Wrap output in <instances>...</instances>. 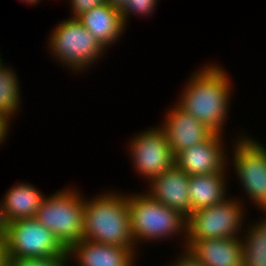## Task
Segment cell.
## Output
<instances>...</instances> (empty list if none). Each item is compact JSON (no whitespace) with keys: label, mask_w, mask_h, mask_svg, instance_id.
<instances>
[{"label":"cell","mask_w":266,"mask_h":266,"mask_svg":"<svg viewBox=\"0 0 266 266\" xmlns=\"http://www.w3.org/2000/svg\"><path fill=\"white\" fill-rule=\"evenodd\" d=\"M217 65L205 67L190 78L178 107L203 123L214 134H222L229 104V77Z\"/></svg>","instance_id":"6da1fadb"},{"label":"cell","mask_w":266,"mask_h":266,"mask_svg":"<svg viewBox=\"0 0 266 266\" xmlns=\"http://www.w3.org/2000/svg\"><path fill=\"white\" fill-rule=\"evenodd\" d=\"M95 198L84 200L82 239L131 248L135 252L130 229L128 196L105 193Z\"/></svg>","instance_id":"7a4b0ae2"},{"label":"cell","mask_w":266,"mask_h":266,"mask_svg":"<svg viewBox=\"0 0 266 266\" xmlns=\"http://www.w3.org/2000/svg\"><path fill=\"white\" fill-rule=\"evenodd\" d=\"M128 209L135 244L141 239L157 240L187 230L185 215L157 202L148 192L144 195L129 196Z\"/></svg>","instance_id":"3957f363"},{"label":"cell","mask_w":266,"mask_h":266,"mask_svg":"<svg viewBox=\"0 0 266 266\" xmlns=\"http://www.w3.org/2000/svg\"><path fill=\"white\" fill-rule=\"evenodd\" d=\"M34 218L68 250L83 237L84 199L71 190L54 193L45 197Z\"/></svg>","instance_id":"277c9868"},{"label":"cell","mask_w":266,"mask_h":266,"mask_svg":"<svg viewBox=\"0 0 266 266\" xmlns=\"http://www.w3.org/2000/svg\"><path fill=\"white\" fill-rule=\"evenodd\" d=\"M7 258H43L62 255L67 250L53 233L35 218H22L7 224Z\"/></svg>","instance_id":"5b68a950"},{"label":"cell","mask_w":266,"mask_h":266,"mask_svg":"<svg viewBox=\"0 0 266 266\" xmlns=\"http://www.w3.org/2000/svg\"><path fill=\"white\" fill-rule=\"evenodd\" d=\"M55 30V31H54ZM53 30L50 47L57 59L73 70L90 66L105 49L77 18H69Z\"/></svg>","instance_id":"8992f818"},{"label":"cell","mask_w":266,"mask_h":266,"mask_svg":"<svg viewBox=\"0 0 266 266\" xmlns=\"http://www.w3.org/2000/svg\"><path fill=\"white\" fill-rule=\"evenodd\" d=\"M242 204L234 200L225 201L192 211L187 217V241L236 238L241 229L243 217Z\"/></svg>","instance_id":"52a82bcc"},{"label":"cell","mask_w":266,"mask_h":266,"mask_svg":"<svg viewBox=\"0 0 266 266\" xmlns=\"http://www.w3.org/2000/svg\"><path fill=\"white\" fill-rule=\"evenodd\" d=\"M236 143L233 161L246 193L266 211V149L248 137Z\"/></svg>","instance_id":"ba28073f"},{"label":"cell","mask_w":266,"mask_h":266,"mask_svg":"<svg viewBox=\"0 0 266 266\" xmlns=\"http://www.w3.org/2000/svg\"><path fill=\"white\" fill-rule=\"evenodd\" d=\"M150 129L141 132L130 144L136 169L149 181L175 164L164 130L159 127Z\"/></svg>","instance_id":"9c48e42d"},{"label":"cell","mask_w":266,"mask_h":266,"mask_svg":"<svg viewBox=\"0 0 266 266\" xmlns=\"http://www.w3.org/2000/svg\"><path fill=\"white\" fill-rule=\"evenodd\" d=\"M221 138L220 134H213L207 141L184 149L175 156V164L189 176L226 170Z\"/></svg>","instance_id":"30bf717a"},{"label":"cell","mask_w":266,"mask_h":266,"mask_svg":"<svg viewBox=\"0 0 266 266\" xmlns=\"http://www.w3.org/2000/svg\"><path fill=\"white\" fill-rule=\"evenodd\" d=\"M189 181L190 176L174 164L150 180L151 191L148 194L157 202L180 211L188 217L191 214Z\"/></svg>","instance_id":"8fae6325"},{"label":"cell","mask_w":266,"mask_h":266,"mask_svg":"<svg viewBox=\"0 0 266 266\" xmlns=\"http://www.w3.org/2000/svg\"><path fill=\"white\" fill-rule=\"evenodd\" d=\"M164 130L174 156L186 148L207 141L214 133L191 114L175 106L165 117Z\"/></svg>","instance_id":"7c38bea8"},{"label":"cell","mask_w":266,"mask_h":266,"mask_svg":"<svg viewBox=\"0 0 266 266\" xmlns=\"http://www.w3.org/2000/svg\"><path fill=\"white\" fill-rule=\"evenodd\" d=\"M214 238L186 241V250L204 266H243V240Z\"/></svg>","instance_id":"4fadbf2b"},{"label":"cell","mask_w":266,"mask_h":266,"mask_svg":"<svg viewBox=\"0 0 266 266\" xmlns=\"http://www.w3.org/2000/svg\"><path fill=\"white\" fill-rule=\"evenodd\" d=\"M68 255L76 256L79 266H133L134 250L126 247L81 240L73 244Z\"/></svg>","instance_id":"5bb4252c"},{"label":"cell","mask_w":266,"mask_h":266,"mask_svg":"<svg viewBox=\"0 0 266 266\" xmlns=\"http://www.w3.org/2000/svg\"><path fill=\"white\" fill-rule=\"evenodd\" d=\"M77 19L104 48L114 43L125 29L120 10L108 3L90 9Z\"/></svg>","instance_id":"9a60e30c"},{"label":"cell","mask_w":266,"mask_h":266,"mask_svg":"<svg viewBox=\"0 0 266 266\" xmlns=\"http://www.w3.org/2000/svg\"><path fill=\"white\" fill-rule=\"evenodd\" d=\"M45 197L30 184L12 187L2 201L3 213L7 223L22 218H34Z\"/></svg>","instance_id":"2e32d148"},{"label":"cell","mask_w":266,"mask_h":266,"mask_svg":"<svg viewBox=\"0 0 266 266\" xmlns=\"http://www.w3.org/2000/svg\"><path fill=\"white\" fill-rule=\"evenodd\" d=\"M224 170L216 174L190 176L188 193L191 212L225 201Z\"/></svg>","instance_id":"e0dca14e"},{"label":"cell","mask_w":266,"mask_h":266,"mask_svg":"<svg viewBox=\"0 0 266 266\" xmlns=\"http://www.w3.org/2000/svg\"><path fill=\"white\" fill-rule=\"evenodd\" d=\"M250 229L243 241V266H266V219Z\"/></svg>","instance_id":"ac0fdd59"},{"label":"cell","mask_w":266,"mask_h":266,"mask_svg":"<svg viewBox=\"0 0 266 266\" xmlns=\"http://www.w3.org/2000/svg\"><path fill=\"white\" fill-rule=\"evenodd\" d=\"M16 73L6 67L0 68V114L9 119L18 110L20 92Z\"/></svg>","instance_id":"d6986e66"},{"label":"cell","mask_w":266,"mask_h":266,"mask_svg":"<svg viewBox=\"0 0 266 266\" xmlns=\"http://www.w3.org/2000/svg\"><path fill=\"white\" fill-rule=\"evenodd\" d=\"M68 251L62 255H54L43 258H7L5 266H66Z\"/></svg>","instance_id":"ffe728a7"},{"label":"cell","mask_w":266,"mask_h":266,"mask_svg":"<svg viewBox=\"0 0 266 266\" xmlns=\"http://www.w3.org/2000/svg\"><path fill=\"white\" fill-rule=\"evenodd\" d=\"M157 0H130L127 2L125 7L120 11L122 16V21L126 25V21L128 18V14L130 12L141 14V15H149L152 13Z\"/></svg>","instance_id":"44dd1931"},{"label":"cell","mask_w":266,"mask_h":266,"mask_svg":"<svg viewBox=\"0 0 266 266\" xmlns=\"http://www.w3.org/2000/svg\"><path fill=\"white\" fill-rule=\"evenodd\" d=\"M106 3L107 0H71L73 14L75 15H73V18H78L90 9Z\"/></svg>","instance_id":"7402d4cb"},{"label":"cell","mask_w":266,"mask_h":266,"mask_svg":"<svg viewBox=\"0 0 266 266\" xmlns=\"http://www.w3.org/2000/svg\"><path fill=\"white\" fill-rule=\"evenodd\" d=\"M184 256H182L179 260H177L178 263L175 262L174 266H204L201 262L196 260L190 253L185 250Z\"/></svg>","instance_id":"603a6c76"},{"label":"cell","mask_w":266,"mask_h":266,"mask_svg":"<svg viewBox=\"0 0 266 266\" xmlns=\"http://www.w3.org/2000/svg\"><path fill=\"white\" fill-rule=\"evenodd\" d=\"M9 119L6 118L4 115L0 114V143L5 139V136L7 135V131H8V126L10 123Z\"/></svg>","instance_id":"cb8c5ba5"},{"label":"cell","mask_w":266,"mask_h":266,"mask_svg":"<svg viewBox=\"0 0 266 266\" xmlns=\"http://www.w3.org/2000/svg\"><path fill=\"white\" fill-rule=\"evenodd\" d=\"M7 259L5 234H0V266H5Z\"/></svg>","instance_id":"d4e9b609"},{"label":"cell","mask_w":266,"mask_h":266,"mask_svg":"<svg viewBox=\"0 0 266 266\" xmlns=\"http://www.w3.org/2000/svg\"><path fill=\"white\" fill-rule=\"evenodd\" d=\"M130 0H107V3L111 5L113 8H116L118 10H122L127 2Z\"/></svg>","instance_id":"484cf974"},{"label":"cell","mask_w":266,"mask_h":266,"mask_svg":"<svg viewBox=\"0 0 266 266\" xmlns=\"http://www.w3.org/2000/svg\"><path fill=\"white\" fill-rule=\"evenodd\" d=\"M7 222L3 213L2 203H0V234H5L7 228Z\"/></svg>","instance_id":"4316f807"},{"label":"cell","mask_w":266,"mask_h":266,"mask_svg":"<svg viewBox=\"0 0 266 266\" xmlns=\"http://www.w3.org/2000/svg\"><path fill=\"white\" fill-rule=\"evenodd\" d=\"M22 1H26V3L28 2V4L29 3H31V4H36V3H38L40 0H22Z\"/></svg>","instance_id":"83f0119b"},{"label":"cell","mask_w":266,"mask_h":266,"mask_svg":"<svg viewBox=\"0 0 266 266\" xmlns=\"http://www.w3.org/2000/svg\"><path fill=\"white\" fill-rule=\"evenodd\" d=\"M1 61H2V60H1V58H0V68L3 66V64L1 63Z\"/></svg>","instance_id":"f1b7e54d"}]
</instances>
